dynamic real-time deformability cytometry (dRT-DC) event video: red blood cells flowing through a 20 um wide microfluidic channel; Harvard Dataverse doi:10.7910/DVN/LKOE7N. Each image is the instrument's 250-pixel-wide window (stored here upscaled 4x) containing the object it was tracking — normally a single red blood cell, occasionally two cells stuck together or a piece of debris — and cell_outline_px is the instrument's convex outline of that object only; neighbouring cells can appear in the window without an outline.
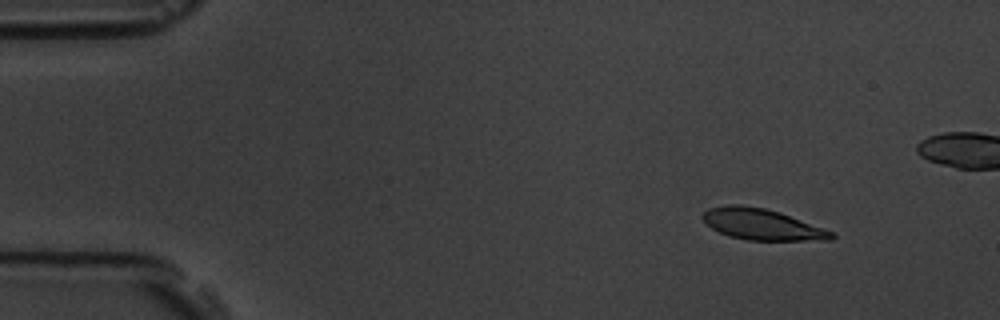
{"species": "common noctule bat (a hibernating species)", "species_latin": "Nyctalus noctula", "temperature_condition": "room temperature", "stored_images_in_passage": 13, "camera_frame_rate_fps": 3000, "um_per_image_px": 0.085, "animal": {"sex": "male", "body_mass_g": 19.5, "forearm_length_mm": 54.6}, "frame": {"image": 1, "passage_image": 1, "time_ms": 0.0, "image_size_px": [1000, 320], "cell_outline_px": [[836, 236], [832, 240], [748, 240], [728, 236], [712, 228], [700, 216], [708, 208], [728, 204], [740, 204], [764, 208], [780, 212], [824, 228], [832, 232]], "centroid_in_image_um": [64.75, 19.06], "position_along_channel_um": 20.2, "area_um2": 23.29}}
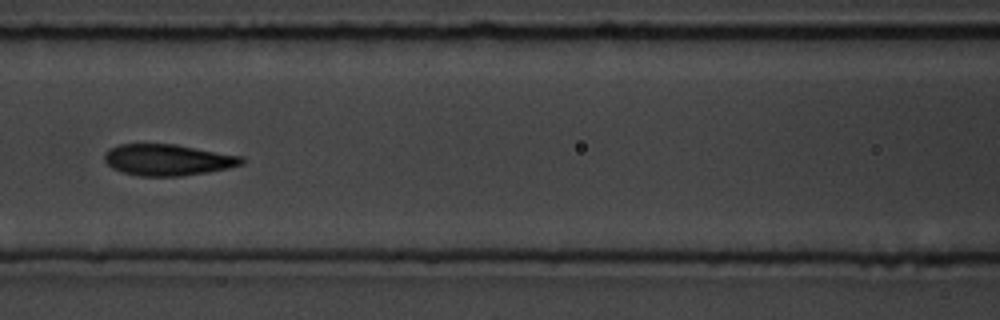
{"frame": {"image": 2, "passage_image": 6, "time_ms": 6.333, "image_size_px": [1000, 320], "cell_outline_px": [[244, 164], [228, 168], [208, 172], [180, 176], [140, 176], [124, 172], [112, 168], [104, 160], [104, 152], [108, 148], [120, 144], [176, 144], [244, 156]], "centroid_in_image_um": [14.28, 13.58], "position_along_channel_um": 152.3, "area_um2": 25.2}}
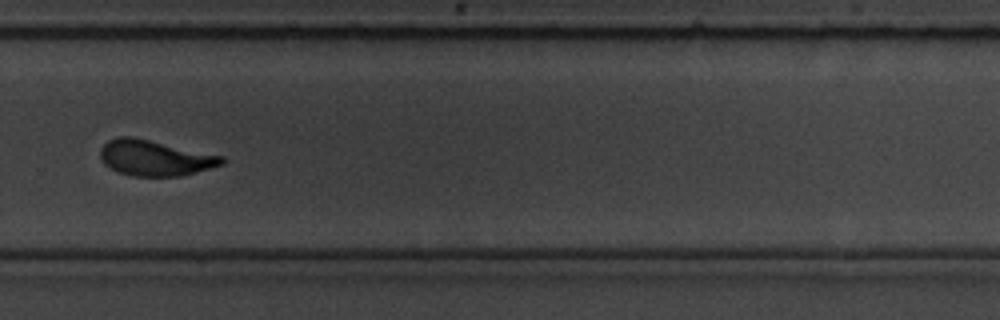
{"frame": {"image": 3, "passage_image": 10, "time_ms": 11.0, "image_size_px": [1000, 320], "cell_outline_px": [[224, 164], [180, 176], [132, 176], [116, 172], [104, 164], [100, 156], [100, 148], [108, 140], [120, 136], [132, 136], [224, 156]], "centroid_in_image_um": [13.13, 13.42], "position_along_channel_um": 316.7, "area_um2": 25.26}}